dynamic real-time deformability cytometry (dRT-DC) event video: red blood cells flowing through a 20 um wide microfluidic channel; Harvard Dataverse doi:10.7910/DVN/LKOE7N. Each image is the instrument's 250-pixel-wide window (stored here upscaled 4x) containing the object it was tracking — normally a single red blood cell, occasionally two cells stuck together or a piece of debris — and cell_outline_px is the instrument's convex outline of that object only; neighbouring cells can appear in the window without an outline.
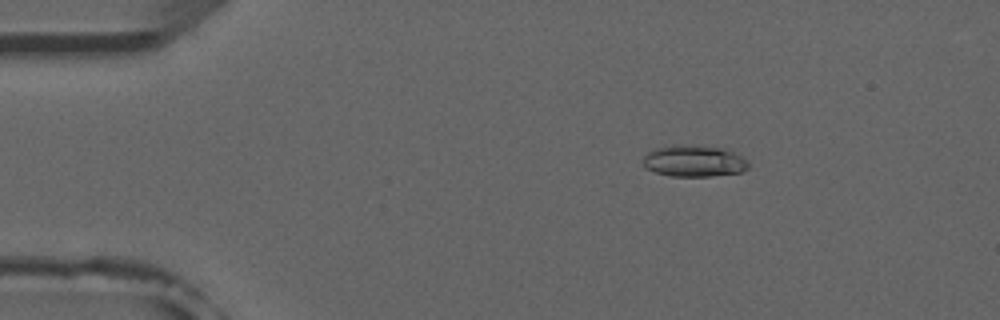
{"species": "common noctule bat (a hibernating species)", "species_latin": "Nyctalus noctula", "temperature_condition": "room temperature", "stored_images_in_passage": 53, "camera_frame_rate_fps": 3000, "um_per_image_px": 0.085, "animal": {"sex": "male", "forearm_length_mm": 52.5}, "frame": {"image": 1, "passage_image": 9, "time_ms": 2.667, "image_size_px": [1000, 320], "cell_outline_px": [[748, 168], [740, 172], [712, 176], [672, 176], [656, 172], [644, 168], [644, 156], [648, 152], [656, 148], [672, 144], [676, 144], [728, 148], [740, 156], [748, 164]], "centroid_in_image_um": [58.97, 13.67], "position_along_channel_um": 26.0, "area_um2": 19.31}}
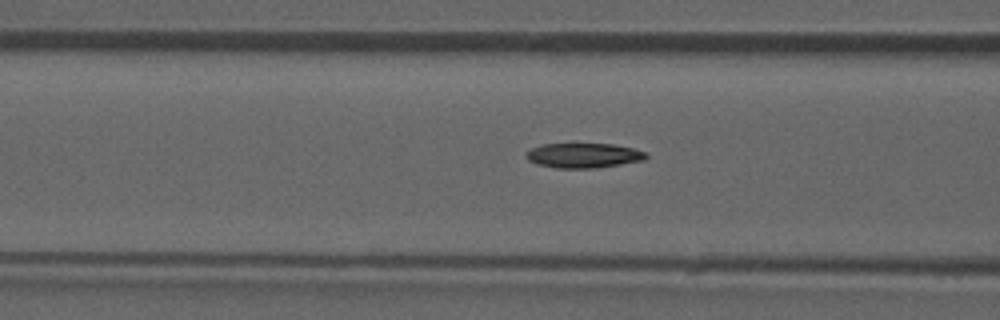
{"frame": {"image": 2, "passage_image": 21, "time_ms": 6.667, "image_size_px": [1000, 320], "cell_outline_px": [[648, 156], [644, 160], [620, 164], [592, 168], [556, 168], [536, 164], [528, 160], [524, 156], [524, 152], [540, 144], [612, 144], [632, 148], [648, 152]], "centroid_in_image_um": [49.56, 13.21], "position_along_channel_um": 117.0, "area_um2": 17.4}}
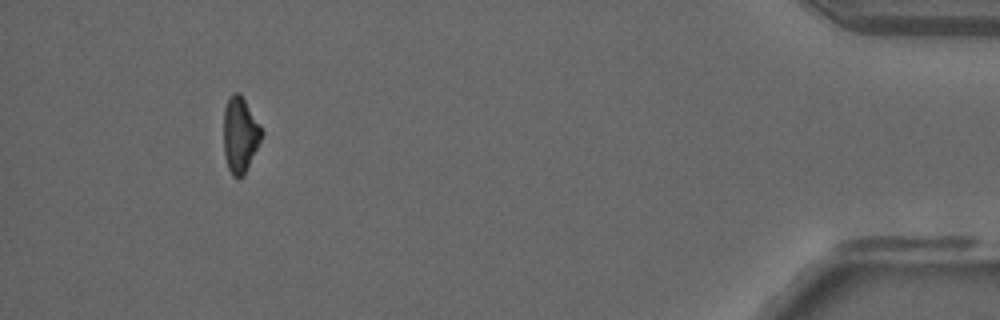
{"frame": {"image": 3, "passage_image": 49, "time_ms": 16.0, "image_size_px": [1000, 320], "cell_outline_px": [[264, 132], [244, 176], [232, 176], [228, 168], [224, 156], [224, 108], [228, 96], [232, 92], [240, 92]], "centroid_in_image_um": [20.39, 11.42], "position_along_channel_um": 414.8, "area_um2": 16.76}, "authors_computed_cell_mechanics": {"area_um2": 17.8602, "velocity_mm_per_s": 3.9297, "shape_relaxation_time_tau1_ms": 7.8642, "shape_relaxation_time_tau2_ms": null, "deformation_change_tau1": 0.2056, "deformation_change_tau2": null}}